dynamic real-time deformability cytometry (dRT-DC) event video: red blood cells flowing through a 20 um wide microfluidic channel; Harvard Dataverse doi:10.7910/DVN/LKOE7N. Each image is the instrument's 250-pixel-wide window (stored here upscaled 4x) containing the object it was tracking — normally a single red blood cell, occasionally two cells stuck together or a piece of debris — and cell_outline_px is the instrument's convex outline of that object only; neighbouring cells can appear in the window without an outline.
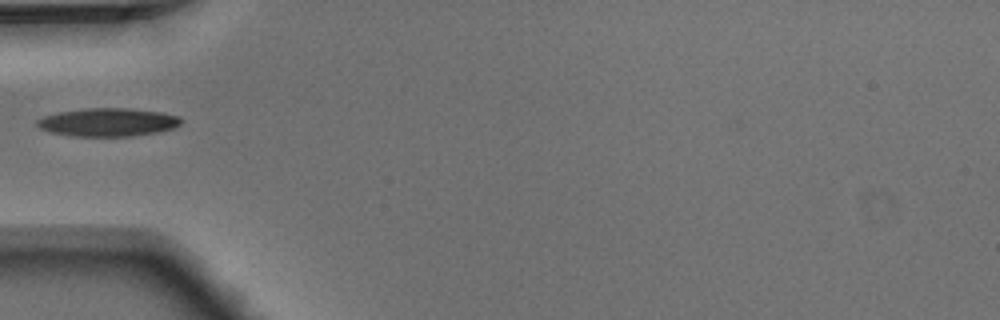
{"species": "Egyptian fruit bat (a non-hibernating species)", "species_latin": "Rousettus aegyptiacus", "temperature_condition": "warm", "stored_images_in_passage": 7, "camera_frame_rate_fps": 3000, "um_per_image_px": 0.085, "animal": {"sex": "male"}, "frame": {"image": 1, "passage_image": 4, "time_ms": 1.0, "image_size_px": [1000, 320], "cell_outline_px": [[184, 120], [180, 124], [172, 128], [156, 132], [132, 136], [72, 136], [52, 132], [40, 128], [36, 124], [36, 120], [44, 116], [60, 112], [84, 108], [132, 108], [160, 112], [180, 116]], "centroid_in_image_um": [9.19, 10.38], "position_along_channel_um": 75.8, "area_um2": 23.64}}